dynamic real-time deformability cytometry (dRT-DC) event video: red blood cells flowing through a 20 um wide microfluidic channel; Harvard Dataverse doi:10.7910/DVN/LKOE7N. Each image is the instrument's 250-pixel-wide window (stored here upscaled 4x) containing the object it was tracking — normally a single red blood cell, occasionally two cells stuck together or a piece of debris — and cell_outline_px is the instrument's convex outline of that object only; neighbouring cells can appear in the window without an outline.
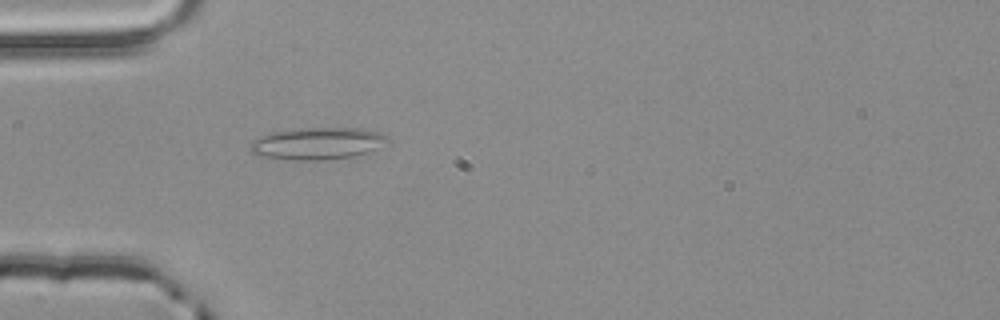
{"species": "common noctule bat (a hibernating species)", "species_latin": "Nyctalus noctula", "temperature_condition": "room temperature", "stored_images_in_passage": 38, "camera_frame_rate_fps": 3000, "um_per_image_px": 0.085, "animal": {"sex": "male", "body_mass_g": 20.4}, "frame": {"image": 1, "passage_image": 1, "time_ms": 0.0, "image_size_px": [1000, 320], "cell_outline_px": [[392, 140], [368, 152], [352, 156], [320, 160], [292, 160], [264, 156], [252, 152], [248, 148], [248, 144], [256, 136], [268, 132], [296, 128], [364, 128], [388, 136]], "centroid_in_image_um": [26.93, 12.17], "position_along_channel_um": 58.1, "area_um2": 25.89}}
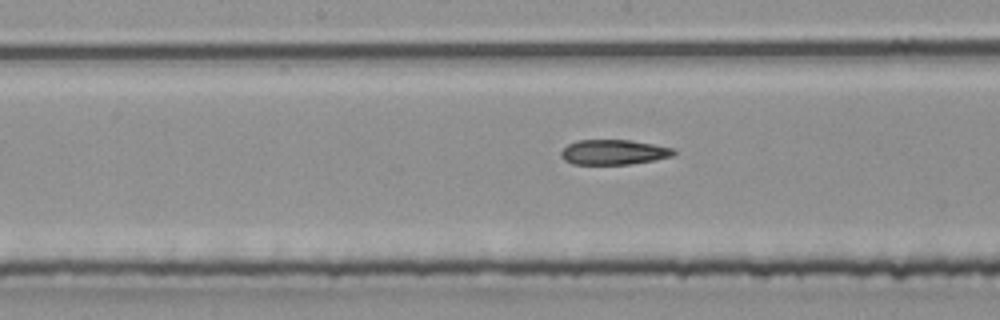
{"frame": {"image": 2, "passage_image": 12, "time_ms": 3.667, "image_size_px": [1000, 320], "cell_outline_px": [[676, 152], [672, 156], [652, 160], [628, 164], [572, 164], [564, 160], [560, 156], [560, 152], [568, 144], [576, 140], [632, 140], [676, 148]], "centroid_in_image_um": [52.15, 12.92], "position_along_channel_um": 196.0, "area_um2": 16.47}}
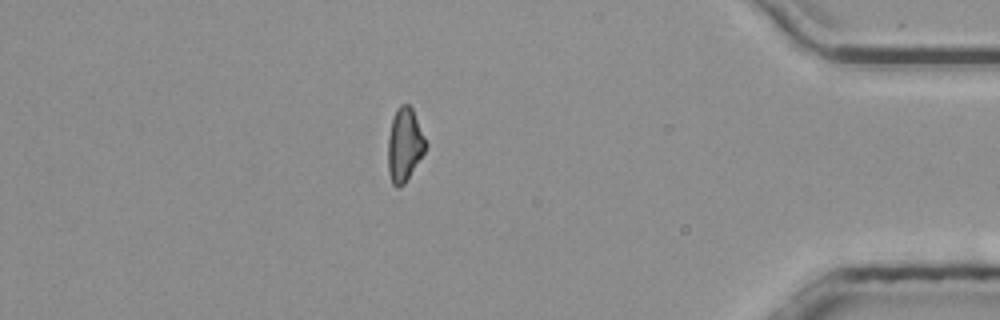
{"frame": {"image": 3, "passage_image": 31, "time_ms": 10.0, "image_size_px": [1000, 320], "cell_outline_px": [[428, 144], [424, 152], [404, 184], [400, 188], [396, 188], [392, 184], [388, 172], [388, 136], [392, 120], [396, 108], [400, 104], [408, 104], [412, 108]], "centroid_in_image_um": [34.37, 12.31], "position_along_channel_um": 400.8, "area_um2": 16.18}, "authors_computed_cell_mechanics": {"area_um2": 16.7331, "velocity_mm_per_s": 3.873, "shape_relaxation_time_tau1_ms": null, "shape_relaxation_time_tau2_ms": 7.9482, "deformation_change_tau1": null, "deformation_change_tau2": 0.1785}}